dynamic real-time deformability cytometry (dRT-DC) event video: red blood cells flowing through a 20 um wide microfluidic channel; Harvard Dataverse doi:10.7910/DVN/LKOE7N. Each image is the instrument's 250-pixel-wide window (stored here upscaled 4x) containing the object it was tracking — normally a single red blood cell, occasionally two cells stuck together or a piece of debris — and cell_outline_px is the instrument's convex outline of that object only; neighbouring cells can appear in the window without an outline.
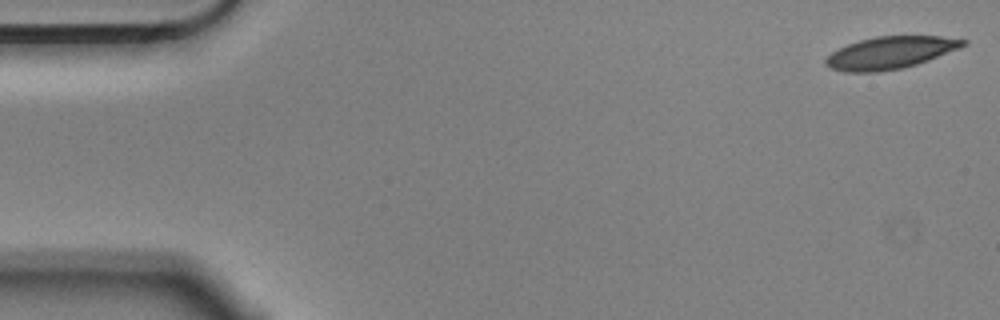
{"species": "Egyptian fruit bat (a non-hibernating species)", "species_latin": "Rousettus aegyptiacus", "temperature_condition": "cold", "stored_images_in_passage": 5, "camera_frame_rate_fps": 3000, "um_per_image_px": 0.085, "animal": {"sex": "male"}, "frame": {"image": 1, "passage_image": 1, "time_ms": 0.0, "image_size_px": [1000, 320], "cell_outline_px": [[968, 44], [960, 48], [928, 60], [904, 68], [880, 72], [844, 72], [828, 68], [824, 64], [824, 60], [832, 52], [848, 44], [860, 40], [876, 36], [940, 36], [968, 40]], "centroid_in_image_um": [75.66, 4.49], "position_along_channel_um": 9.3, "area_um2": 25.95}}
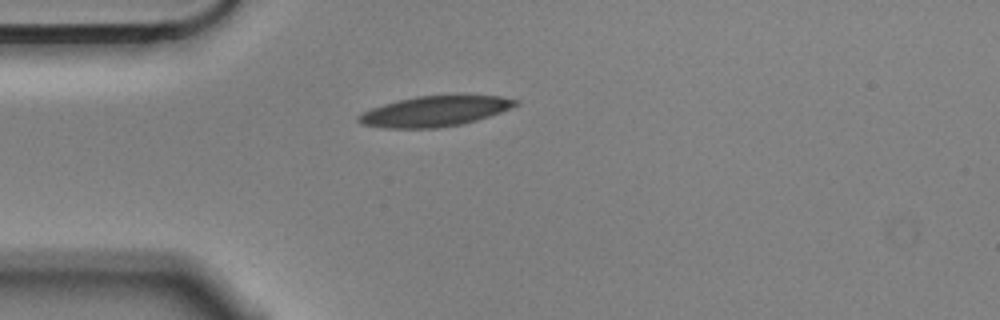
{"frame": {"image": 2, "passage_image": 5, "time_ms": 1.333, "image_size_px": [1000, 320], "cell_outline_px": [[520, 104], [500, 112], [476, 120], [460, 124], [436, 128], [384, 128], [360, 124], [356, 120], [356, 116], [372, 108], [384, 104], [416, 96], [500, 96], [520, 100]], "centroid_in_image_um": [36.93, 9.46], "position_along_channel_um": 48.1, "area_um2": 27.46}}